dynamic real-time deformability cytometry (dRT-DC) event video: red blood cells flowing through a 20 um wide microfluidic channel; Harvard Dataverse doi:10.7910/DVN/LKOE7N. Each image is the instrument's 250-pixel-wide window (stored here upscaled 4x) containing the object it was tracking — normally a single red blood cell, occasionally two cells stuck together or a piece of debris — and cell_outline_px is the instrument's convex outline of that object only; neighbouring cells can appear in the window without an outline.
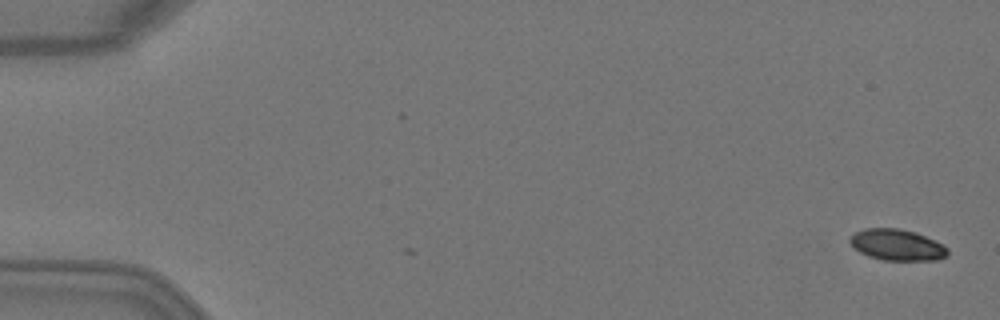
{"species": "Egyptian fruit bat (a non-hibernating species)", "species_latin": "Rousettus aegyptiacus", "temperature_condition": "warm", "stored_images_in_passage": 5, "camera_frame_rate_fps": 3000, "um_per_image_px": 0.085, "animal": {"sex": "female"}, "frame": {"image": 1, "passage_image": 1, "time_ms": 0.0, "image_size_px": [1000, 320], "cell_outline_px": [[948, 256], [936, 260], [884, 260], [868, 256], [860, 252], [848, 240], [856, 232], [864, 228], [900, 228], [916, 232], [944, 244], [948, 248]], "centroid_in_image_um": [76.29, 20.81], "position_along_channel_um": 8.7, "area_um2": 17.8}}
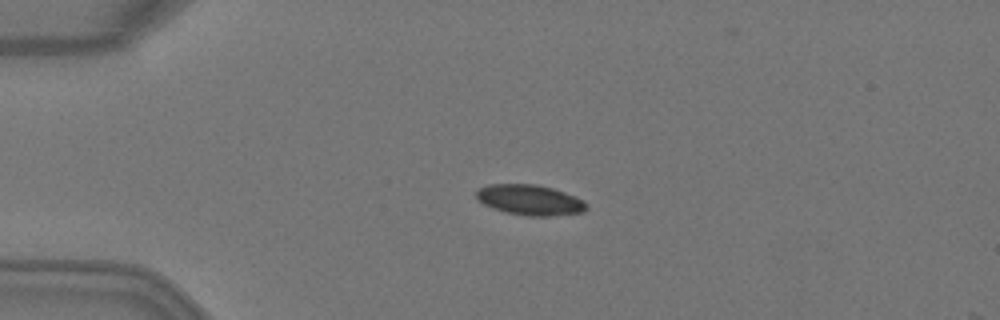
{"frame": {"image": 2, "passage_image": 4, "time_ms": 1.0, "image_size_px": [1000, 320], "cell_outline_px": [[588, 208], [584, 212], [548, 216], [528, 216], [508, 212], [492, 208], [476, 200], [476, 188], [488, 184], [536, 184], [552, 188], [576, 196], [584, 200], [588, 204]], "centroid_in_image_um": [45.03, 16.98], "position_along_channel_um": 40.0, "area_um2": 19.71}}